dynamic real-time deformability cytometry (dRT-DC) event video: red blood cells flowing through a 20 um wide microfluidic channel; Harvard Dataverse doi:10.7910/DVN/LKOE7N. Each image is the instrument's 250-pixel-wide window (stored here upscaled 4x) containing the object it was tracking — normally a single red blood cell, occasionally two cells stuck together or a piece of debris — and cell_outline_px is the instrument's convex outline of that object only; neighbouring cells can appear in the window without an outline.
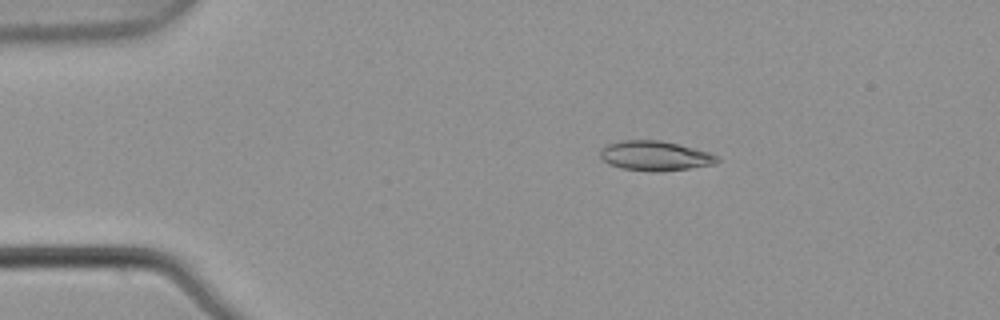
{"species": "common noctule bat (a hibernating species)", "species_latin": "Nyctalus noctula", "temperature_condition": "warm", "stored_images_in_passage": 5, "camera_frame_rate_fps": 3000, "um_per_image_px": 0.085, "animal": {"sex": "male", "body_mass_g": 21.5, "forearm_length_mm": 52.0}, "frame": {"image": 1, "passage_image": 2, "time_ms": 0.333, "image_size_px": [1000, 320], "cell_outline_px": [[720, 160], [712, 164], [688, 168], [660, 172], [652, 172], [620, 168], [608, 164], [600, 156], [600, 148], [608, 144], [620, 140], [660, 140], [708, 152], [720, 156]], "centroid_in_image_um": [55.64, 13.25], "position_along_channel_um": 29.4, "area_um2": 20.23}}
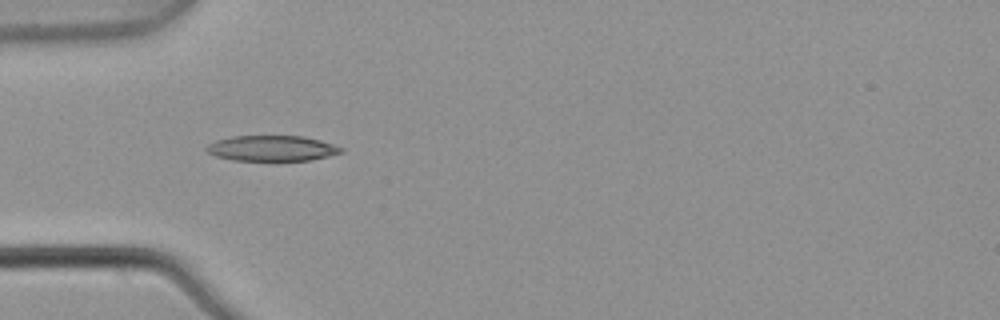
{"frame": {"image": 2, "passage_image": 4, "time_ms": 1.0, "image_size_px": [1000, 320], "cell_outline_px": [[344, 152], [312, 160], [232, 160], [216, 156], [208, 152], [204, 148], [208, 144], [216, 140], [232, 136], [304, 136], [320, 140], [344, 148]], "centroid_in_image_um": [23.12, 12.6], "position_along_channel_um": 61.9, "area_um2": 20.0}}
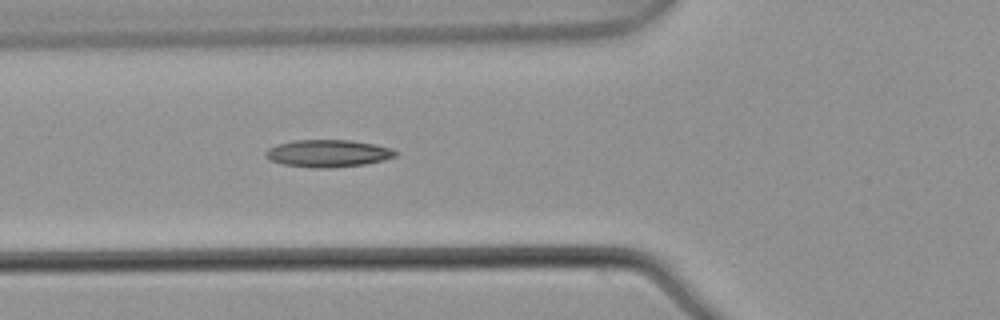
{"frame": {"image": 3, "passage_image": 5, "time_ms": 1.333, "image_size_px": [1000, 320], "cell_outline_px": [[400, 152], [396, 156], [384, 160], [364, 164], [328, 168], [312, 168], [284, 164], [268, 160], [264, 156], [264, 152], [268, 148], [276, 144], [292, 140], [352, 140], [376, 144]], "centroid_in_image_um": [27.84, 13.03], "position_along_channel_um": 98.0, "area_um2": 20.87}}